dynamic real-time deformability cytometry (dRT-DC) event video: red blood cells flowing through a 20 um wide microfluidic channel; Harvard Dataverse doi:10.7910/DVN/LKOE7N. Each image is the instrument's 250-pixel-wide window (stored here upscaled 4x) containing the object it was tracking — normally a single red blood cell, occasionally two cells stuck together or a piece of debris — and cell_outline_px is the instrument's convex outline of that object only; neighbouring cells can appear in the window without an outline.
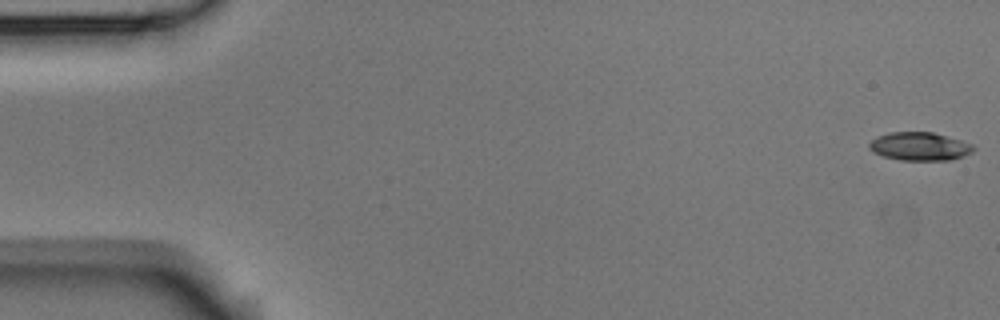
{"species": "Egyptian fruit bat (a non-hibernating species)", "species_latin": "Rousettus aegyptiacus", "temperature_condition": "room temperature", "stored_images_in_passage": 5, "camera_frame_rate_fps": 3000, "um_per_image_px": 0.085, "animal": {"sex": "male"}, "frame": {"image": 1, "passage_image": 1, "time_ms": 0.0, "image_size_px": [1000, 320], "cell_outline_px": [[976, 148], [972, 152], [964, 156], [952, 160], [900, 160], [884, 156], [872, 152], [868, 148], [868, 144], [876, 136], [888, 132], [932, 132], [948, 136], [972, 144]], "centroid_in_image_um": [78.16, 12.44], "position_along_channel_um": 6.8, "area_um2": 17.34}}
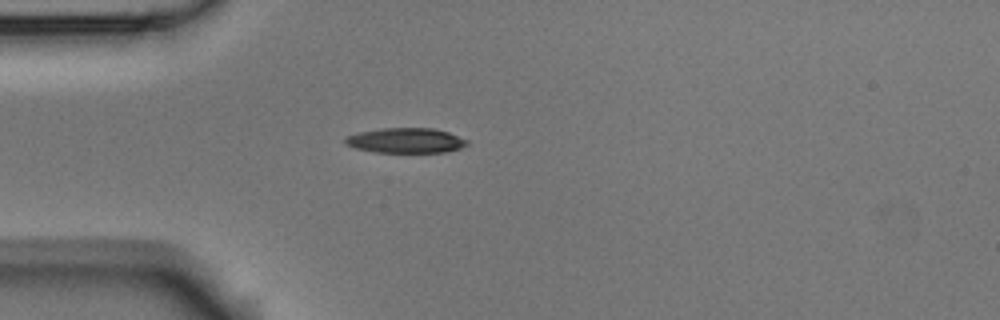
{"frame": {"image": 2, "passage_image": 5, "time_ms": 1.333, "image_size_px": [1000, 320], "cell_outline_px": [[468, 144], [460, 148], [444, 152], [376, 152], [356, 148], [344, 144], [344, 140], [348, 136], [360, 132], [384, 128], [432, 128], [448, 132], [468, 140]], "centroid_in_image_um": [34.5, 11.94], "position_along_channel_um": 50.5, "area_um2": 17.57}}